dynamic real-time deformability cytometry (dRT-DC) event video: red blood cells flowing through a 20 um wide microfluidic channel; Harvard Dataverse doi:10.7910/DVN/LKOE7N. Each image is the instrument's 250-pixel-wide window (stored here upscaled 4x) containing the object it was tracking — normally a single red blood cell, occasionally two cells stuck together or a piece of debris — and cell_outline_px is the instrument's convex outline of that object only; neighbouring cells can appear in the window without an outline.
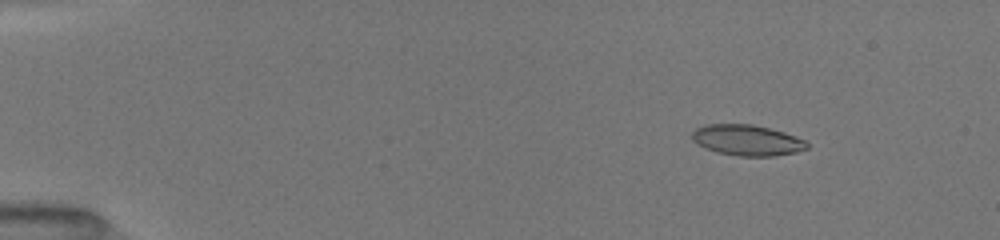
{"species": "common noctule bat (a hibernating species)", "species_latin": "Nyctalus noctula", "temperature_condition": "room temperature", "stored_images_in_passage": 52, "camera_frame_rate_fps": 3000, "um_per_image_px": 0.085, "animal": {"sex": "female", "body_mass_g": 19.5, "forearm_length_mm": 54.1}, "frame": {"image": 1, "passage_image": 7, "time_ms": 2.0, "image_size_px": [1000, 240], "cell_outline_px": [[808, 148], [796, 152], [776, 156], [736, 156], [716, 152], [696, 144], [692, 140], [692, 132], [696, 128], [704, 124], [752, 124], [784, 132], [796, 136], [804, 140], [808, 144]], "centroid_in_image_um": [63.48, 11.92], "position_along_channel_um": 21.5, "area_um2": 20.75}}
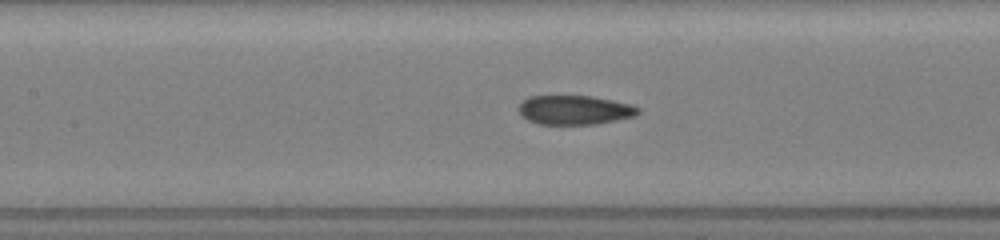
{"frame": {"image": 2, "passage_image": 25, "time_ms": 8.0, "image_size_px": [1000, 240], "cell_outline_px": [[640, 112], [636, 116], [596, 124], [540, 124], [528, 120], [520, 116], [516, 108], [528, 96], [592, 96], [632, 104], [640, 108]], "centroid_in_image_um": [48.83, 9.35], "position_along_channel_um": 158.6, "area_um2": 20.52}}
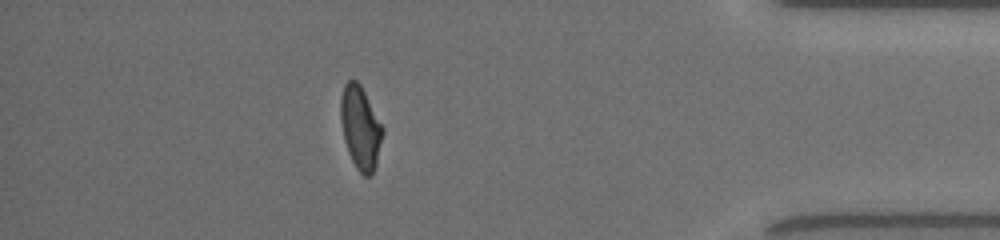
{"frame": {"image": 3, "passage_image": 46, "time_ms": 15.0, "image_size_px": [1000, 240], "cell_outline_px": [[384, 132], [376, 164], [372, 176], [364, 176], [356, 168], [348, 152], [344, 140], [340, 120], [340, 96], [344, 84], [348, 80], [356, 80], [360, 84], [384, 128]], "centroid_in_image_um": [30.63, 10.85], "position_along_channel_um": 404.6, "area_um2": 20.46}, "authors_computed_cell_mechanics": {"area_um2": 20.4901, "velocity_mm_per_s": 4.0359, "shape_relaxation_time_tau1_ms": null, "shape_relaxation_time_tau2_ms": 2.164, "deformation_change_tau1": null, "deformation_change_tau2": 0.0664}}